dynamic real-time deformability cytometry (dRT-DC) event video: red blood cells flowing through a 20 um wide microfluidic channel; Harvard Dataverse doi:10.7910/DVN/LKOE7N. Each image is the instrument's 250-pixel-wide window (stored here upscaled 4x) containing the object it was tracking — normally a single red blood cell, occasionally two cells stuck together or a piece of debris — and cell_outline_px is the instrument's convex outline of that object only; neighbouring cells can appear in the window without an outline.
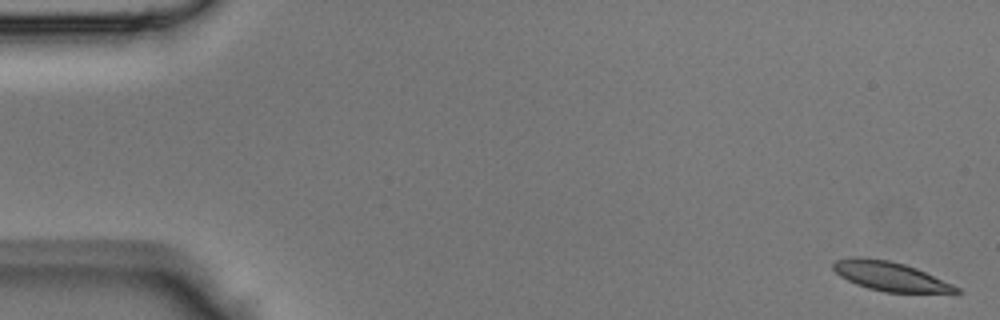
{"species": "Egyptian fruit bat (a non-hibernating species)", "species_latin": "Rousettus aegyptiacus", "temperature_condition": "room temperature", "stored_images_in_passage": 44, "segment_of_instrument_passage": [1, 2], "camera_frame_rate_fps": 3000, "um_per_image_px": 0.085, "animal": {"sex": "male"}, "frame": {"image": 1, "passage_image": 1, "time_ms": 0.0, "image_size_px": [1000, 320], "cell_outline_px": [[960, 292], [884, 292], [868, 288], [856, 284], [840, 276], [832, 268], [832, 264], [836, 260], [856, 256], [860, 256], [888, 260], [904, 264], [916, 268], [952, 284], [960, 288]], "centroid_in_image_um": [75.61, 23.47], "position_along_channel_um": 9.4, "area_um2": 20.63}}
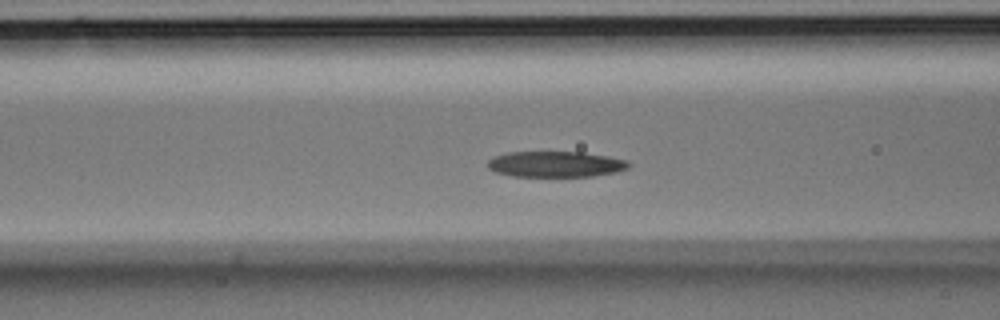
{"frame": {"image": 2, "passage_image": 17, "time_ms": 5.333, "image_size_px": [1000, 320], "cell_outline_px": [[632, 164], [628, 168], [616, 172], [592, 176], [512, 176], [496, 172], [488, 168], [488, 160], [492, 156], [508, 152], [584, 152], [608, 156], [628, 160]], "centroid_in_image_um": [47.24, 13.95], "position_along_channel_um": 119.4, "area_um2": 21.33}}
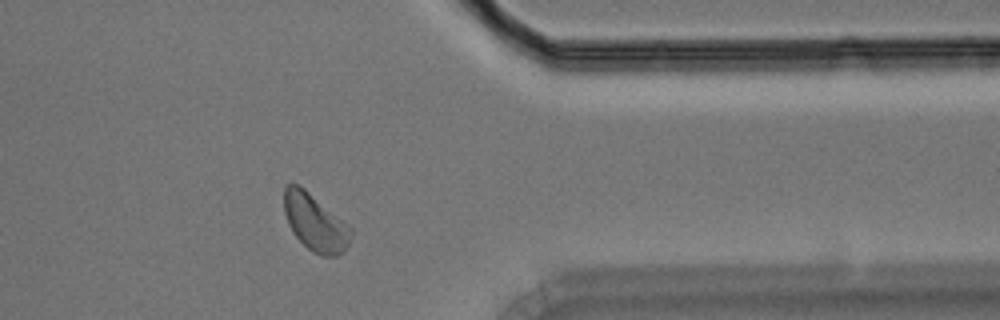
{"frame": {"image": 3, "passage_image": 35, "time_ms": 11.333, "image_size_px": [1000, 320], "cell_outline_px": [[352, 232], [348, 244], [344, 252], [336, 256], [320, 256], [312, 252], [292, 232], [284, 212], [284, 184], [300, 184], [352, 228]], "centroid_in_image_um": [26.77, 18.91], "position_along_channel_um": 384.6, "area_um2": 22.14}}